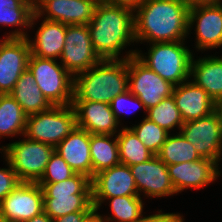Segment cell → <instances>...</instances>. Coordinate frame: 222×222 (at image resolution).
I'll list each match as a JSON object with an SVG mask.
<instances>
[{
  "mask_svg": "<svg viewBox=\"0 0 222 222\" xmlns=\"http://www.w3.org/2000/svg\"><path fill=\"white\" fill-rule=\"evenodd\" d=\"M44 212L43 189L36 182H22L0 203V216L24 222Z\"/></svg>",
  "mask_w": 222,
  "mask_h": 222,
  "instance_id": "obj_13",
  "label": "cell"
},
{
  "mask_svg": "<svg viewBox=\"0 0 222 222\" xmlns=\"http://www.w3.org/2000/svg\"><path fill=\"white\" fill-rule=\"evenodd\" d=\"M177 133V134H176ZM168 135L163 146L156 154L166 165L192 162L201 159L194 146L180 132Z\"/></svg>",
  "mask_w": 222,
  "mask_h": 222,
  "instance_id": "obj_30",
  "label": "cell"
},
{
  "mask_svg": "<svg viewBox=\"0 0 222 222\" xmlns=\"http://www.w3.org/2000/svg\"><path fill=\"white\" fill-rule=\"evenodd\" d=\"M116 137L119 145V160L121 164L127 166L136 165L150 160L155 156L127 125L121 127Z\"/></svg>",
  "mask_w": 222,
  "mask_h": 222,
  "instance_id": "obj_29",
  "label": "cell"
},
{
  "mask_svg": "<svg viewBox=\"0 0 222 222\" xmlns=\"http://www.w3.org/2000/svg\"><path fill=\"white\" fill-rule=\"evenodd\" d=\"M190 63V80L202 87L216 102L222 98V56L205 55Z\"/></svg>",
  "mask_w": 222,
  "mask_h": 222,
  "instance_id": "obj_23",
  "label": "cell"
},
{
  "mask_svg": "<svg viewBox=\"0 0 222 222\" xmlns=\"http://www.w3.org/2000/svg\"><path fill=\"white\" fill-rule=\"evenodd\" d=\"M77 126L73 105H53L48 110L27 116L24 136L56 147Z\"/></svg>",
  "mask_w": 222,
  "mask_h": 222,
  "instance_id": "obj_8",
  "label": "cell"
},
{
  "mask_svg": "<svg viewBox=\"0 0 222 222\" xmlns=\"http://www.w3.org/2000/svg\"><path fill=\"white\" fill-rule=\"evenodd\" d=\"M180 134L194 146L201 158L220 164L222 161V125L216 111L200 119L184 122Z\"/></svg>",
  "mask_w": 222,
  "mask_h": 222,
  "instance_id": "obj_10",
  "label": "cell"
},
{
  "mask_svg": "<svg viewBox=\"0 0 222 222\" xmlns=\"http://www.w3.org/2000/svg\"><path fill=\"white\" fill-rule=\"evenodd\" d=\"M83 222H105L98 210L94 209Z\"/></svg>",
  "mask_w": 222,
  "mask_h": 222,
  "instance_id": "obj_40",
  "label": "cell"
},
{
  "mask_svg": "<svg viewBox=\"0 0 222 222\" xmlns=\"http://www.w3.org/2000/svg\"><path fill=\"white\" fill-rule=\"evenodd\" d=\"M43 189L44 212L57 219L78 211H93L91 179L75 173L55 183H38Z\"/></svg>",
  "mask_w": 222,
  "mask_h": 222,
  "instance_id": "obj_4",
  "label": "cell"
},
{
  "mask_svg": "<svg viewBox=\"0 0 222 222\" xmlns=\"http://www.w3.org/2000/svg\"><path fill=\"white\" fill-rule=\"evenodd\" d=\"M77 127L90 134L117 135L120 132L110 104L93 101H73Z\"/></svg>",
  "mask_w": 222,
  "mask_h": 222,
  "instance_id": "obj_18",
  "label": "cell"
},
{
  "mask_svg": "<svg viewBox=\"0 0 222 222\" xmlns=\"http://www.w3.org/2000/svg\"><path fill=\"white\" fill-rule=\"evenodd\" d=\"M59 60L73 77L101 60L93 49L87 25H66L65 45Z\"/></svg>",
  "mask_w": 222,
  "mask_h": 222,
  "instance_id": "obj_11",
  "label": "cell"
},
{
  "mask_svg": "<svg viewBox=\"0 0 222 222\" xmlns=\"http://www.w3.org/2000/svg\"><path fill=\"white\" fill-rule=\"evenodd\" d=\"M91 184L92 198L139 195L129 166L121 163L95 174Z\"/></svg>",
  "mask_w": 222,
  "mask_h": 222,
  "instance_id": "obj_19",
  "label": "cell"
},
{
  "mask_svg": "<svg viewBox=\"0 0 222 222\" xmlns=\"http://www.w3.org/2000/svg\"><path fill=\"white\" fill-rule=\"evenodd\" d=\"M30 44L27 38L3 37L0 41V94H9L28 68Z\"/></svg>",
  "mask_w": 222,
  "mask_h": 222,
  "instance_id": "obj_14",
  "label": "cell"
},
{
  "mask_svg": "<svg viewBox=\"0 0 222 222\" xmlns=\"http://www.w3.org/2000/svg\"><path fill=\"white\" fill-rule=\"evenodd\" d=\"M172 96L184 122L200 119L215 111V101L190 79L174 86Z\"/></svg>",
  "mask_w": 222,
  "mask_h": 222,
  "instance_id": "obj_20",
  "label": "cell"
},
{
  "mask_svg": "<svg viewBox=\"0 0 222 222\" xmlns=\"http://www.w3.org/2000/svg\"><path fill=\"white\" fill-rule=\"evenodd\" d=\"M26 121L27 115L21 105L10 94H0V139L24 136Z\"/></svg>",
  "mask_w": 222,
  "mask_h": 222,
  "instance_id": "obj_28",
  "label": "cell"
},
{
  "mask_svg": "<svg viewBox=\"0 0 222 222\" xmlns=\"http://www.w3.org/2000/svg\"><path fill=\"white\" fill-rule=\"evenodd\" d=\"M33 13H36L46 2L52 0H28Z\"/></svg>",
  "mask_w": 222,
  "mask_h": 222,
  "instance_id": "obj_42",
  "label": "cell"
},
{
  "mask_svg": "<svg viewBox=\"0 0 222 222\" xmlns=\"http://www.w3.org/2000/svg\"><path fill=\"white\" fill-rule=\"evenodd\" d=\"M0 222H9L5 217L0 216Z\"/></svg>",
  "mask_w": 222,
  "mask_h": 222,
  "instance_id": "obj_44",
  "label": "cell"
},
{
  "mask_svg": "<svg viewBox=\"0 0 222 222\" xmlns=\"http://www.w3.org/2000/svg\"><path fill=\"white\" fill-rule=\"evenodd\" d=\"M129 168L140 197L146 196L151 199L177 195L168 174L167 165L157 155Z\"/></svg>",
  "mask_w": 222,
  "mask_h": 222,
  "instance_id": "obj_15",
  "label": "cell"
},
{
  "mask_svg": "<svg viewBox=\"0 0 222 222\" xmlns=\"http://www.w3.org/2000/svg\"><path fill=\"white\" fill-rule=\"evenodd\" d=\"M130 128L137 135L138 139L155 155L163 146L168 135L165 129L158 126L146 116L137 125H131Z\"/></svg>",
  "mask_w": 222,
  "mask_h": 222,
  "instance_id": "obj_32",
  "label": "cell"
},
{
  "mask_svg": "<svg viewBox=\"0 0 222 222\" xmlns=\"http://www.w3.org/2000/svg\"><path fill=\"white\" fill-rule=\"evenodd\" d=\"M174 85L152 71L136 55L128 58V90L137 96L146 111L172 95Z\"/></svg>",
  "mask_w": 222,
  "mask_h": 222,
  "instance_id": "obj_9",
  "label": "cell"
},
{
  "mask_svg": "<svg viewBox=\"0 0 222 222\" xmlns=\"http://www.w3.org/2000/svg\"><path fill=\"white\" fill-rule=\"evenodd\" d=\"M42 22L37 27L34 39L27 37L30 44L31 55L41 58L59 60L64 45L66 36V25L58 21H51L41 18L37 13H33L30 29H35L38 20Z\"/></svg>",
  "mask_w": 222,
  "mask_h": 222,
  "instance_id": "obj_17",
  "label": "cell"
},
{
  "mask_svg": "<svg viewBox=\"0 0 222 222\" xmlns=\"http://www.w3.org/2000/svg\"><path fill=\"white\" fill-rule=\"evenodd\" d=\"M145 116L170 134L176 129L180 132L181 126L184 124L172 95L164 98L155 107L148 109Z\"/></svg>",
  "mask_w": 222,
  "mask_h": 222,
  "instance_id": "obj_31",
  "label": "cell"
},
{
  "mask_svg": "<svg viewBox=\"0 0 222 222\" xmlns=\"http://www.w3.org/2000/svg\"><path fill=\"white\" fill-rule=\"evenodd\" d=\"M215 111L218 114L220 123L222 125V98L215 102Z\"/></svg>",
  "mask_w": 222,
  "mask_h": 222,
  "instance_id": "obj_43",
  "label": "cell"
},
{
  "mask_svg": "<svg viewBox=\"0 0 222 222\" xmlns=\"http://www.w3.org/2000/svg\"><path fill=\"white\" fill-rule=\"evenodd\" d=\"M98 2L99 0H52L46 2L36 13L41 18L64 25H87Z\"/></svg>",
  "mask_w": 222,
  "mask_h": 222,
  "instance_id": "obj_21",
  "label": "cell"
},
{
  "mask_svg": "<svg viewBox=\"0 0 222 222\" xmlns=\"http://www.w3.org/2000/svg\"><path fill=\"white\" fill-rule=\"evenodd\" d=\"M3 159L6 161L7 167L0 168V203L13 189L22 183L9 161L4 156Z\"/></svg>",
  "mask_w": 222,
  "mask_h": 222,
  "instance_id": "obj_35",
  "label": "cell"
},
{
  "mask_svg": "<svg viewBox=\"0 0 222 222\" xmlns=\"http://www.w3.org/2000/svg\"><path fill=\"white\" fill-rule=\"evenodd\" d=\"M75 174L71 167L55 151L51 155L45 172L37 183H55L69 179Z\"/></svg>",
  "mask_w": 222,
  "mask_h": 222,
  "instance_id": "obj_33",
  "label": "cell"
},
{
  "mask_svg": "<svg viewBox=\"0 0 222 222\" xmlns=\"http://www.w3.org/2000/svg\"><path fill=\"white\" fill-rule=\"evenodd\" d=\"M59 63L55 59L30 54L28 69L52 105L68 106L73 103L74 77Z\"/></svg>",
  "mask_w": 222,
  "mask_h": 222,
  "instance_id": "obj_7",
  "label": "cell"
},
{
  "mask_svg": "<svg viewBox=\"0 0 222 222\" xmlns=\"http://www.w3.org/2000/svg\"><path fill=\"white\" fill-rule=\"evenodd\" d=\"M128 90V59L100 60L74 76L73 101L110 104Z\"/></svg>",
  "mask_w": 222,
  "mask_h": 222,
  "instance_id": "obj_3",
  "label": "cell"
},
{
  "mask_svg": "<svg viewBox=\"0 0 222 222\" xmlns=\"http://www.w3.org/2000/svg\"><path fill=\"white\" fill-rule=\"evenodd\" d=\"M184 216L180 213H166L159 210L157 213L144 216L138 222H185Z\"/></svg>",
  "mask_w": 222,
  "mask_h": 222,
  "instance_id": "obj_36",
  "label": "cell"
},
{
  "mask_svg": "<svg viewBox=\"0 0 222 222\" xmlns=\"http://www.w3.org/2000/svg\"><path fill=\"white\" fill-rule=\"evenodd\" d=\"M92 211H78L69 213L57 219H54L53 222H83L84 219L91 213Z\"/></svg>",
  "mask_w": 222,
  "mask_h": 222,
  "instance_id": "obj_37",
  "label": "cell"
},
{
  "mask_svg": "<svg viewBox=\"0 0 222 222\" xmlns=\"http://www.w3.org/2000/svg\"><path fill=\"white\" fill-rule=\"evenodd\" d=\"M189 7L184 0H144L134 10V37L139 42L187 41Z\"/></svg>",
  "mask_w": 222,
  "mask_h": 222,
  "instance_id": "obj_1",
  "label": "cell"
},
{
  "mask_svg": "<svg viewBox=\"0 0 222 222\" xmlns=\"http://www.w3.org/2000/svg\"><path fill=\"white\" fill-rule=\"evenodd\" d=\"M99 1L112 6L126 7L134 11L144 0H99Z\"/></svg>",
  "mask_w": 222,
  "mask_h": 222,
  "instance_id": "obj_38",
  "label": "cell"
},
{
  "mask_svg": "<svg viewBox=\"0 0 222 222\" xmlns=\"http://www.w3.org/2000/svg\"><path fill=\"white\" fill-rule=\"evenodd\" d=\"M220 168L217 162L206 158L167 165L168 174L177 194L188 188L199 190L209 186L221 176Z\"/></svg>",
  "mask_w": 222,
  "mask_h": 222,
  "instance_id": "obj_16",
  "label": "cell"
},
{
  "mask_svg": "<svg viewBox=\"0 0 222 222\" xmlns=\"http://www.w3.org/2000/svg\"><path fill=\"white\" fill-rule=\"evenodd\" d=\"M90 156L92 179L98 172L119 165V145L116 135L91 134Z\"/></svg>",
  "mask_w": 222,
  "mask_h": 222,
  "instance_id": "obj_27",
  "label": "cell"
},
{
  "mask_svg": "<svg viewBox=\"0 0 222 222\" xmlns=\"http://www.w3.org/2000/svg\"><path fill=\"white\" fill-rule=\"evenodd\" d=\"M131 104V105H130ZM111 110L114 113V116L116 120L118 121L119 125L123 127V123L121 124V121L123 118V114H131L135 113V111L139 109L145 110L144 113H147L146 108L144 107V104L142 101L132 94L129 90H127L125 93L117 95L113 98V100L110 102Z\"/></svg>",
  "mask_w": 222,
  "mask_h": 222,
  "instance_id": "obj_34",
  "label": "cell"
},
{
  "mask_svg": "<svg viewBox=\"0 0 222 222\" xmlns=\"http://www.w3.org/2000/svg\"><path fill=\"white\" fill-rule=\"evenodd\" d=\"M2 146L0 153L9 161L22 182H38L55 148L27 137Z\"/></svg>",
  "mask_w": 222,
  "mask_h": 222,
  "instance_id": "obj_6",
  "label": "cell"
},
{
  "mask_svg": "<svg viewBox=\"0 0 222 222\" xmlns=\"http://www.w3.org/2000/svg\"><path fill=\"white\" fill-rule=\"evenodd\" d=\"M9 94L21 105L27 116L48 110L53 106L43 95L28 68L22 73Z\"/></svg>",
  "mask_w": 222,
  "mask_h": 222,
  "instance_id": "obj_24",
  "label": "cell"
},
{
  "mask_svg": "<svg viewBox=\"0 0 222 222\" xmlns=\"http://www.w3.org/2000/svg\"><path fill=\"white\" fill-rule=\"evenodd\" d=\"M24 222H53V219H51V217L45 212H42L41 214L34 216L33 218Z\"/></svg>",
  "mask_w": 222,
  "mask_h": 222,
  "instance_id": "obj_41",
  "label": "cell"
},
{
  "mask_svg": "<svg viewBox=\"0 0 222 222\" xmlns=\"http://www.w3.org/2000/svg\"><path fill=\"white\" fill-rule=\"evenodd\" d=\"M93 49L101 60L128 59L136 55V48L122 57L124 48L134 37V11L122 6H112L98 2L91 21L87 24Z\"/></svg>",
  "mask_w": 222,
  "mask_h": 222,
  "instance_id": "obj_2",
  "label": "cell"
},
{
  "mask_svg": "<svg viewBox=\"0 0 222 222\" xmlns=\"http://www.w3.org/2000/svg\"><path fill=\"white\" fill-rule=\"evenodd\" d=\"M187 6L195 7L200 5H215V4H222V0H184Z\"/></svg>",
  "mask_w": 222,
  "mask_h": 222,
  "instance_id": "obj_39",
  "label": "cell"
},
{
  "mask_svg": "<svg viewBox=\"0 0 222 222\" xmlns=\"http://www.w3.org/2000/svg\"><path fill=\"white\" fill-rule=\"evenodd\" d=\"M107 201V202H106ZM109 202L110 213L103 215L105 222H138L144 210V201L139 195L116 196L113 198H92V204L96 210H100L102 204Z\"/></svg>",
  "mask_w": 222,
  "mask_h": 222,
  "instance_id": "obj_25",
  "label": "cell"
},
{
  "mask_svg": "<svg viewBox=\"0 0 222 222\" xmlns=\"http://www.w3.org/2000/svg\"><path fill=\"white\" fill-rule=\"evenodd\" d=\"M32 15L33 11L28 0H0V25L16 27L3 37L27 38Z\"/></svg>",
  "mask_w": 222,
  "mask_h": 222,
  "instance_id": "obj_26",
  "label": "cell"
},
{
  "mask_svg": "<svg viewBox=\"0 0 222 222\" xmlns=\"http://www.w3.org/2000/svg\"><path fill=\"white\" fill-rule=\"evenodd\" d=\"M188 26L195 28L196 51L222 48V4L190 7Z\"/></svg>",
  "mask_w": 222,
  "mask_h": 222,
  "instance_id": "obj_12",
  "label": "cell"
},
{
  "mask_svg": "<svg viewBox=\"0 0 222 222\" xmlns=\"http://www.w3.org/2000/svg\"><path fill=\"white\" fill-rule=\"evenodd\" d=\"M90 139L91 134L89 132L76 126L55 147V152L64 159L75 173L83 174L92 180Z\"/></svg>",
  "mask_w": 222,
  "mask_h": 222,
  "instance_id": "obj_22",
  "label": "cell"
},
{
  "mask_svg": "<svg viewBox=\"0 0 222 222\" xmlns=\"http://www.w3.org/2000/svg\"><path fill=\"white\" fill-rule=\"evenodd\" d=\"M186 42L151 43L147 53L137 49L136 56L164 80L177 86L190 79L193 50L187 47Z\"/></svg>",
  "mask_w": 222,
  "mask_h": 222,
  "instance_id": "obj_5",
  "label": "cell"
}]
</instances>
